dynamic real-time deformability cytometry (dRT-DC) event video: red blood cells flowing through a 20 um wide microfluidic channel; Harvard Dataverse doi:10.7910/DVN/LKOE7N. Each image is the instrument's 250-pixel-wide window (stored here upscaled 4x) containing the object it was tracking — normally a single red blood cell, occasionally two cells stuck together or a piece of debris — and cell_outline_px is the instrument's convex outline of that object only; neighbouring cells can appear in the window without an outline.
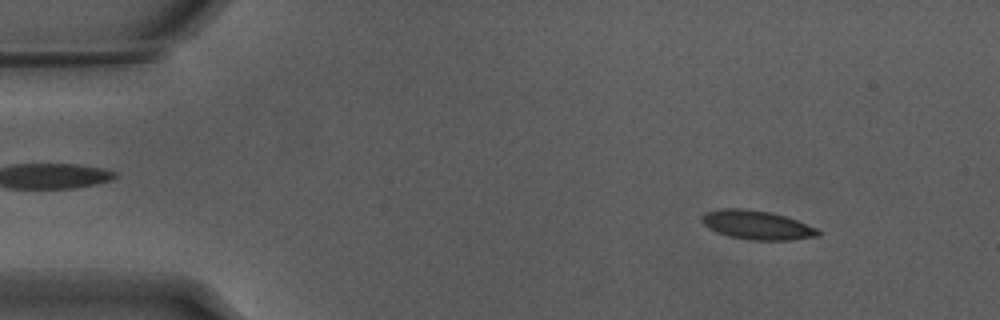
{"species": "Egyptian fruit bat (a non-hibernating species)", "species_latin": "Rousettus aegyptiacus", "temperature_condition": "warm", "stored_images_in_passage": 19, "camera_frame_rate_fps": 3000, "um_per_image_px": 0.085, "animal": {"sex": "male"}, "frame": {"image": 1, "passage_image": 6, "time_ms": 1.667, "image_size_px": [1000, 320], "cell_outline_px": [[820, 236], [792, 240], [752, 240], [728, 236], [716, 232], [708, 228], [700, 220], [700, 216], [704, 212], [720, 208], [740, 208], [768, 212], [784, 216], [796, 220], [816, 228], [820, 232]], "centroid_in_image_um": [64.28, 19.13], "position_along_channel_um": 20.7, "area_um2": 19.65}}
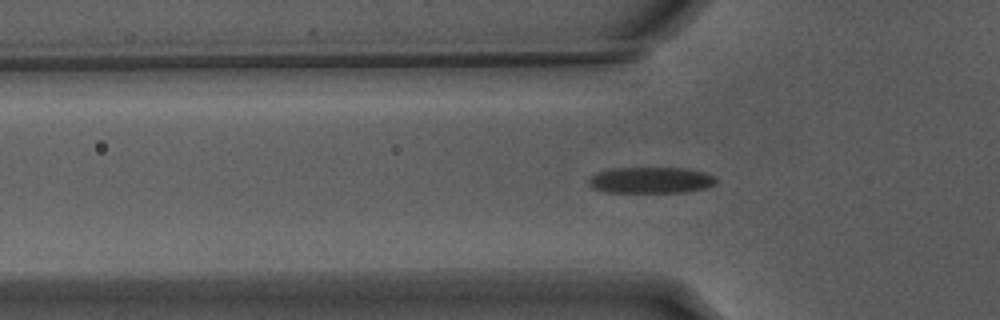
{"frame": {"image": 2, "passage_image": 17, "time_ms": 5.333, "image_size_px": [1000, 320], "cell_outline_px": [[716, 184], [708, 188], [684, 192], [604, 192], [596, 188], [588, 180], [596, 172], [612, 168], [684, 168], [704, 172], [712, 176], [716, 180]], "centroid_in_image_um": [55.36, 15.31], "position_along_channel_um": 70.4, "area_um2": 19.31}}